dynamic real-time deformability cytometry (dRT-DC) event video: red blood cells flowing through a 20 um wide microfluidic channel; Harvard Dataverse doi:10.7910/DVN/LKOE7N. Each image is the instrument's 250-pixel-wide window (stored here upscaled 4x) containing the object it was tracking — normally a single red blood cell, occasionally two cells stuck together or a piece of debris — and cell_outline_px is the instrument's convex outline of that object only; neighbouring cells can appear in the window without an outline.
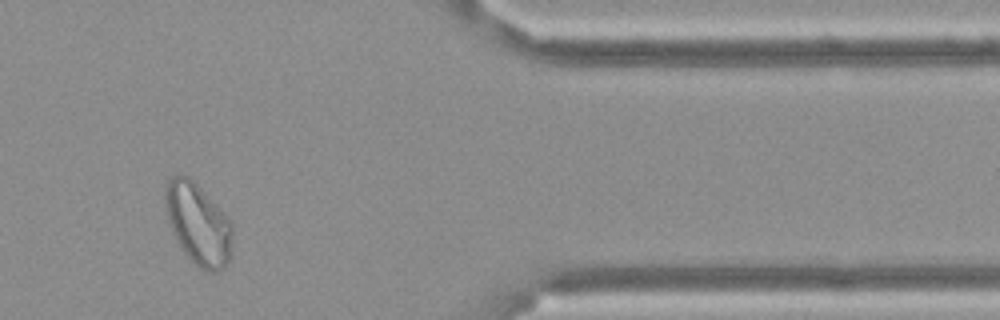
{"species": "Egyptian fruit bat (a non-hibernating species)", "species_latin": "Rousettus aegyptiacus", "temperature_condition": "cold", "stored_images_in_passage": 15, "camera_frame_rate_fps": 3000, "um_per_image_px": 0.085, "frame": {"image": 1, "passage_image": 13, "time_ms": 4.0, "image_size_px": [1000, 320], "cell_outline_px": [[232, 256], [224, 268], [216, 272], [212, 272], [200, 268], [184, 252], [176, 240], [168, 220], [164, 208], [164, 184], [172, 176], [180, 172], [188, 176], [200, 188], [232, 224]], "centroid_in_image_um": [16.81, 19.03], "position_along_channel_um": 394.6, "area_um2": 31.85}}